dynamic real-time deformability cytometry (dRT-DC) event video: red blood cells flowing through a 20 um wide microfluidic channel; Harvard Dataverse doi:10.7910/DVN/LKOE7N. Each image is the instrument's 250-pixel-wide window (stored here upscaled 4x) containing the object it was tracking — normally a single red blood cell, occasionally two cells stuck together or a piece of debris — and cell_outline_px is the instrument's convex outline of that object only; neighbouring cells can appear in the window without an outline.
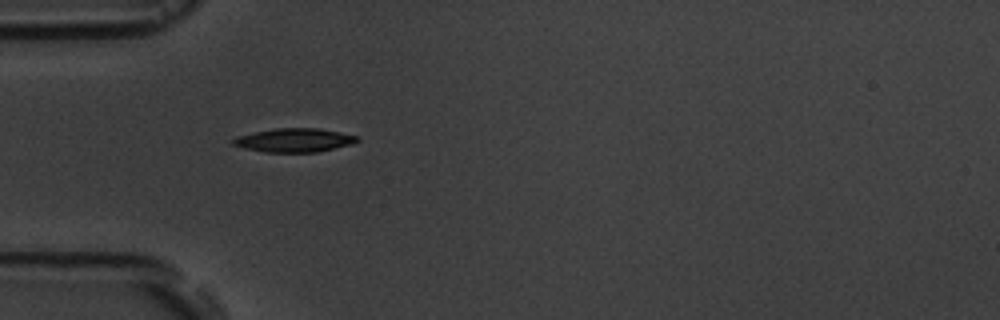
{"species": "common noctule bat (a hibernating species)", "species_latin": "Nyctalus noctula", "temperature_condition": "room temperature", "stored_images_in_passage": 8, "camera_frame_rate_fps": 3000, "um_per_image_px": 0.085, "animal": {"sex": "male", "body_mass_g": 19.5, "forearm_length_mm": 54.6}, "frame": {"image": 1, "passage_image": 7, "time_ms": 7.0, "image_size_px": [1000, 320], "cell_outline_px": [[360, 140], [352, 144], [316, 152], [264, 152], [244, 148], [232, 144], [232, 140], [236, 136], [276, 128], [316, 128], [340, 132], [356, 136]], "centroid_in_image_um": [25.0, 11.92], "position_along_channel_um": 60.0, "area_um2": 16.99}}
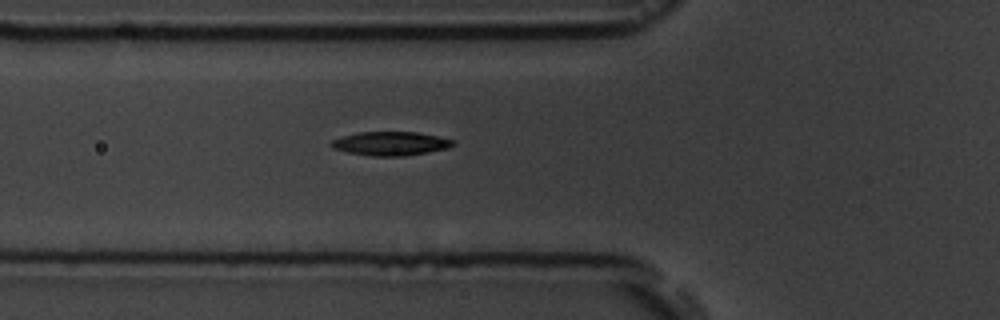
{"frame": {"image": 2, "passage_image": 8, "time_ms": 8.0, "image_size_px": [1000, 320], "cell_outline_px": [[456, 144], [448, 148], [428, 152], [404, 156], [372, 156], [348, 152], [332, 148], [328, 144], [332, 140], [344, 136], [360, 132], [416, 132], [456, 140]], "centroid_in_image_um": [33.22, 12.2], "position_along_channel_um": 92.6, "area_um2": 16.88}}